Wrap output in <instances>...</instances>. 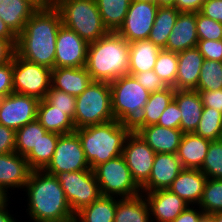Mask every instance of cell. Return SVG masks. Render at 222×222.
<instances>
[{"label":"cell","mask_w":222,"mask_h":222,"mask_svg":"<svg viewBox=\"0 0 222 222\" xmlns=\"http://www.w3.org/2000/svg\"><path fill=\"white\" fill-rule=\"evenodd\" d=\"M62 222H80V221L74 216L73 218L62 221Z\"/></svg>","instance_id":"cell-61"},{"label":"cell","mask_w":222,"mask_h":222,"mask_svg":"<svg viewBox=\"0 0 222 222\" xmlns=\"http://www.w3.org/2000/svg\"><path fill=\"white\" fill-rule=\"evenodd\" d=\"M16 131L0 124V155L15 152Z\"/></svg>","instance_id":"cell-47"},{"label":"cell","mask_w":222,"mask_h":222,"mask_svg":"<svg viewBox=\"0 0 222 222\" xmlns=\"http://www.w3.org/2000/svg\"><path fill=\"white\" fill-rule=\"evenodd\" d=\"M102 21L109 32H117L125 20L131 0H96Z\"/></svg>","instance_id":"cell-34"},{"label":"cell","mask_w":222,"mask_h":222,"mask_svg":"<svg viewBox=\"0 0 222 222\" xmlns=\"http://www.w3.org/2000/svg\"><path fill=\"white\" fill-rule=\"evenodd\" d=\"M159 7H175L176 0H154Z\"/></svg>","instance_id":"cell-56"},{"label":"cell","mask_w":222,"mask_h":222,"mask_svg":"<svg viewBox=\"0 0 222 222\" xmlns=\"http://www.w3.org/2000/svg\"><path fill=\"white\" fill-rule=\"evenodd\" d=\"M37 120L48 132L61 135L76 130L73 119L65 111L55 109L46 99L39 102Z\"/></svg>","instance_id":"cell-27"},{"label":"cell","mask_w":222,"mask_h":222,"mask_svg":"<svg viewBox=\"0 0 222 222\" xmlns=\"http://www.w3.org/2000/svg\"><path fill=\"white\" fill-rule=\"evenodd\" d=\"M207 179L201 170L183 169L168 189L189 205H198Z\"/></svg>","instance_id":"cell-22"},{"label":"cell","mask_w":222,"mask_h":222,"mask_svg":"<svg viewBox=\"0 0 222 222\" xmlns=\"http://www.w3.org/2000/svg\"><path fill=\"white\" fill-rule=\"evenodd\" d=\"M204 215L198 205H190L172 222H199Z\"/></svg>","instance_id":"cell-50"},{"label":"cell","mask_w":222,"mask_h":222,"mask_svg":"<svg viewBox=\"0 0 222 222\" xmlns=\"http://www.w3.org/2000/svg\"><path fill=\"white\" fill-rule=\"evenodd\" d=\"M178 71L176 76V90H195L204 56L195 47L177 53Z\"/></svg>","instance_id":"cell-23"},{"label":"cell","mask_w":222,"mask_h":222,"mask_svg":"<svg viewBox=\"0 0 222 222\" xmlns=\"http://www.w3.org/2000/svg\"><path fill=\"white\" fill-rule=\"evenodd\" d=\"M183 169L177 154L156 153L149 179L141 192L168 189Z\"/></svg>","instance_id":"cell-18"},{"label":"cell","mask_w":222,"mask_h":222,"mask_svg":"<svg viewBox=\"0 0 222 222\" xmlns=\"http://www.w3.org/2000/svg\"><path fill=\"white\" fill-rule=\"evenodd\" d=\"M174 100L181 111L180 130L183 133L195 132L204 107L198 91L175 90Z\"/></svg>","instance_id":"cell-25"},{"label":"cell","mask_w":222,"mask_h":222,"mask_svg":"<svg viewBox=\"0 0 222 222\" xmlns=\"http://www.w3.org/2000/svg\"><path fill=\"white\" fill-rule=\"evenodd\" d=\"M41 5L53 8V0H37Z\"/></svg>","instance_id":"cell-58"},{"label":"cell","mask_w":222,"mask_h":222,"mask_svg":"<svg viewBox=\"0 0 222 222\" xmlns=\"http://www.w3.org/2000/svg\"><path fill=\"white\" fill-rule=\"evenodd\" d=\"M178 15L179 11L175 7H159L148 40L164 49Z\"/></svg>","instance_id":"cell-31"},{"label":"cell","mask_w":222,"mask_h":222,"mask_svg":"<svg viewBox=\"0 0 222 222\" xmlns=\"http://www.w3.org/2000/svg\"><path fill=\"white\" fill-rule=\"evenodd\" d=\"M129 44V75L153 70L161 49L149 40H138Z\"/></svg>","instance_id":"cell-28"},{"label":"cell","mask_w":222,"mask_h":222,"mask_svg":"<svg viewBox=\"0 0 222 222\" xmlns=\"http://www.w3.org/2000/svg\"><path fill=\"white\" fill-rule=\"evenodd\" d=\"M55 109L65 111L74 121L76 97L51 86L45 98Z\"/></svg>","instance_id":"cell-42"},{"label":"cell","mask_w":222,"mask_h":222,"mask_svg":"<svg viewBox=\"0 0 222 222\" xmlns=\"http://www.w3.org/2000/svg\"><path fill=\"white\" fill-rule=\"evenodd\" d=\"M64 1L67 0H53V8H57L59 5H61Z\"/></svg>","instance_id":"cell-60"},{"label":"cell","mask_w":222,"mask_h":222,"mask_svg":"<svg viewBox=\"0 0 222 222\" xmlns=\"http://www.w3.org/2000/svg\"><path fill=\"white\" fill-rule=\"evenodd\" d=\"M211 140L197 134L184 133L179 144L177 156L184 169H201Z\"/></svg>","instance_id":"cell-26"},{"label":"cell","mask_w":222,"mask_h":222,"mask_svg":"<svg viewBox=\"0 0 222 222\" xmlns=\"http://www.w3.org/2000/svg\"><path fill=\"white\" fill-rule=\"evenodd\" d=\"M54 176L61 184L74 215L102 196L92 169L75 172H60L56 173Z\"/></svg>","instance_id":"cell-10"},{"label":"cell","mask_w":222,"mask_h":222,"mask_svg":"<svg viewBox=\"0 0 222 222\" xmlns=\"http://www.w3.org/2000/svg\"><path fill=\"white\" fill-rule=\"evenodd\" d=\"M156 153L134 131L126 138L122 156L130 169L131 176L141 188L149 179Z\"/></svg>","instance_id":"cell-13"},{"label":"cell","mask_w":222,"mask_h":222,"mask_svg":"<svg viewBox=\"0 0 222 222\" xmlns=\"http://www.w3.org/2000/svg\"><path fill=\"white\" fill-rule=\"evenodd\" d=\"M93 171L102 196L122 199L142 194L122 155L99 164Z\"/></svg>","instance_id":"cell-8"},{"label":"cell","mask_w":222,"mask_h":222,"mask_svg":"<svg viewBox=\"0 0 222 222\" xmlns=\"http://www.w3.org/2000/svg\"><path fill=\"white\" fill-rule=\"evenodd\" d=\"M198 41L196 12H179L164 49L178 53L195 48Z\"/></svg>","instance_id":"cell-20"},{"label":"cell","mask_w":222,"mask_h":222,"mask_svg":"<svg viewBox=\"0 0 222 222\" xmlns=\"http://www.w3.org/2000/svg\"><path fill=\"white\" fill-rule=\"evenodd\" d=\"M180 121L181 111L176 101L173 99L161 114L157 125L166 128L180 129Z\"/></svg>","instance_id":"cell-44"},{"label":"cell","mask_w":222,"mask_h":222,"mask_svg":"<svg viewBox=\"0 0 222 222\" xmlns=\"http://www.w3.org/2000/svg\"><path fill=\"white\" fill-rule=\"evenodd\" d=\"M12 199L2 188H0V209L5 207Z\"/></svg>","instance_id":"cell-55"},{"label":"cell","mask_w":222,"mask_h":222,"mask_svg":"<svg viewBox=\"0 0 222 222\" xmlns=\"http://www.w3.org/2000/svg\"><path fill=\"white\" fill-rule=\"evenodd\" d=\"M90 170L81 141L77 133L61 134L58 138L53 157L44 171L55 175L60 172Z\"/></svg>","instance_id":"cell-11"},{"label":"cell","mask_w":222,"mask_h":222,"mask_svg":"<svg viewBox=\"0 0 222 222\" xmlns=\"http://www.w3.org/2000/svg\"><path fill=\"white\" fill-rule=\"evenodd\" d=\"M115 120L112 113L111 90L108 82L93 81L86 90L76 97L75 128Z\"/></svg>","instance_id":"cell-7"},{"label":"cell","mask_w":222,"mask_h":222,"mask_svg":"<svg viewBox=\"0 0 222 222\" xmlns=\"http://www.w3.org/2000/svg\"><path fill=\"white\" fill-rule=\"evenodd\" d=\"M13 93V59L0 64V98Z\"/></svg>","instance_id":"cell-46"},{"label":"cell","mask_w":222,"mask_h":222,"mask_svg":"<svg viewBox=\"0 0 222 222\" xmlns=\"http://www.w3.org/2000/svg\"><path fill=\"white\" fill-rule=\"evenodd\" d=\"M196 48L204 56L205 60L222 62V40H199Z\"/></svg>","instance_id":"cell-45"},{"label":"cell","mask_w":222,"mask_h":222,"mask_svg":"<svg viewBox=\"0 0 222 222\" xmlns=\"http://www.w3.org/2000/svg\"><path fill=\"white\" fill-rule=\"evenodd\" d=\"M198 206L205 215L222 211V179L208 178L206 180Z\"/></svg>","instance_id":"cell-38"},{"label":"cell","mask_w":222,"mask_h":222,"mask_svg":"<svg viewBox=\"0 0 222 222\" xmlns=\"http://www.w3.org/2000/svg\"><path fill=\"white\" fill-rule=\"evenodd\" d=\"M153 71L167 86H172L176 90V76L178 71L177 53L161 49Z\"/></svg>","instance_id":"cell-37"},{"label":"cell","mask_w":222,"mask_h":222,"mask_svg":"<svg viewBox=\"0 0 222 222\" xmlns=\"http://www.w3.org/2000/svg\"><path fill=\"white\" fill-rule=\"evenodd\" d=\"M200 13L212 20L222 23V0H205Z\"/></svg>","instance_id":"cell-49"},{"label":"cell","mask_w":222,"mask_h":222,"mask_svg":"<svg viewBox=\"0 0 222 222\" xmlns=\"http://www.w3.org/2000/svg\"><path fill=\"white\" fill-rule=\"evenodd\" d=\"M131 131V125L118 120L75 130L92 170L101 163L121 156L126 138Z\"/></svg>","instance_id":"cell-4"},{"label":"cell","mask_w":222,"mask_h":222,"mask_svg":"<svg viewBox=\"0 0 222 222\" xmlns=\"http://www.w3.org/2000/svg\"><path fill=\"white\" fill-rule=\"evenodd\" d=\"M116 197L101 196L75 214L80 222H114Z\"/></svg>","instance_id":"cell-32"},{"label":"cell","mask_w":222,"mask_h":222,"mask_svg":"<svg viewBox=\"0 0 222 222\" xmlns=\"http://www.w3.org/2000/svg\"><path fill=\"white\" fill-rule=\"evenodd\" d=\"M17 40H4L0 38V64L12 61L16 53Z\"/></svg>","instance_id":"cell-51"},{"label":"cell","mask_w":222,"mask_h":222,"mask_svg":"<svg viewBox=\"0 0 222 222\" xmlns=\"http://www.w3.org/2000/svg\"><path fill=\"white\" fill-rule=\"evenodd\" d=\"M23 192L27 222H62L75 216L57 178L44 170L31 171Z\"/></svg>","instance_id":"cell-2"},{"label":"cell","mask_w":222,"mask_h":222,"mask_svg":"<svg viewBox=\"0 0 222 222\" xmlns=\"http://www.w3.org/2000/svg\"><path fill=\"white\" fill-rule=\"evenodd\" d=\"M0 38L4 40H17V36L7 27L0 18Z\"/></svg>","instance_id":"cell-54"},{"label":"cell","mask_w":222,"mask_h":222,"mask_svg":"<svg viewBox=\"0 0 222 222\" xmlns=\"http://www.w3.org/2000/svg\"><path fill=\"white\" fill-rule=\"evenodd\" d=\"M222 132V113L215 108L203 107L201 118L195 134L211 140L220 139Z\"/></svg>","instance_id":"cell-36"},{"label":"cell","mask_w":222,"mask_h":222,"mask_svg":"<svg viewBox=\"0 0 222 222\" xmlns=\"http://www.w3.org/2000/svg\"><path fill=\"white\" fill-rule=\"evenodd\" d=\"M109 84L114 119L132 126L141 115L150 93L129 74Z\"/></svg>","instance_id":"cell-6"},{"label":"cell","mask_w":222,"mask_h":222,"mask_svg":"<svg viewBox=\"0 0 222 222\" xmlns=\"http://www.w3.org/2000/svg\"><path fill=\"white\" fill-rule=\"evenodd\" d=\"M133 76L149 93L158 92L168 87L153 70L135 73Z\"/></svg>","instance_id":"cell-43"},{"label":"cell","mask_w":222,"mask_h":222,"mask_svg":"<svg viewBox=\"0 0 222 222\" xmlns=\"http://www.w3.org/2000/svg\"><path fill=\"white\" fill-rule=\"evenodd\" d=\"M114 222H151L150 210L144 195L122 199L116 197Z\"/></svg>","instance_id":"cell-30"},{"label":"cell","mask_w":222,"mask_h":222,"mask_svg":"<svg viewBox=\"0 0 222 222\" xmlns=\"http://www.w3.org/2000/svg\"><path fill=\"white\" fill-rule=\"evenodd\" d=\"M51 81L52 70L50 68L29 62L15 53L13 57L14 93L43 100L51 88Z\"/></svg>","instance_id":"cell-9"},{"label":"cell","mask_w":222,"mask_h":222,"mask_svg":"<svg viewBox=\"0 0 222 222\" xmlns=\"http://www.w3.org/2000/svg\"><path fill=\"white\" fill-rule=\"evenodd\" d=\"M155 153L177 154L184 133L180 129L166 128L157 124L131 127Z\"/></svg>","instance_id":"cell-19"},{"label":"cell","mask_w":222,"mask_h":222,"mask_svg":"<svg viewBox=\"0 0 222 222\" xmlns=\"http://www.w3.org/2000/svg\"><path fill=\"white\" fill-rule=\"evenodd\" d=\"M88 46V42L62 24L56 38L55 68L85 66Z\"/></svg>","instance_id":"cell-15"},{"label":"cell","mask_w":222,"mask_h":222,"mask_svg":"<svg viewBox=\"0 0 222 222\" xmlns=\"http://www.w3.org/2000/svg\"><path fill=\"white\" fill-rule=\"evenodd\" d=\"M40 6L37 0H0V18L18 36Z\"/></svg>","instance_id":"cell-21"},{"label":"cell","mask_w":222,"mask_h":222,"mask_svg":"<svg viewBox=\"0 0 222 222\" xmlns=\"http://www.w3.org/2000/svg\"><path fill=\"white\" fill-rule=\"evenodd\" d=\"M142 194L148 203L151 222H172L190 206L169 189L142 192Z\"/></svg>","instance_id":"cell-17"},{"label":"cell","mask_w":222,"mask_h":222,"mask_svg":"<svg viewBox=\"0 0 222 222\" xmlns=\"http://www.w3.org/2000/svg\"><path fill=\"white\" fill-rule=\"evenodd\" d=\"M221 142H222V132H221V136H220V139H219Z\"/></svg>","instance_id":"cell-62"},{"label":"cell","mask_w":222,"mask_h":222,"mask_svg":"<svg viewBox=\"0 0 222 222\" xmlns=\"http://www.w3.org/2000/svg\"><path fill=\"white\" fill-rule=\"evenodd\" d=\"M222 89V62L204 60L195 91H216Z\"/></svg>","instance_id":"cell-39"},{"label":"cell","mask_w":222,"mask_h":222,"mask_svg":"<svg viewBox=\"0 0 222 222\" xmlns=\"http://www.w3.org/2000/svg\"><path fill=\"white\" fill-rule=\"evenodd\" d=\"M159 6L151 0H131L117 33L127 42L148 40Z\"/></svg>","instance_id":"cell-12"},{"label":"cell","mask_w":222,"mask_h":222,"mask_svg":"<svg viewBox=\"0 0 222 222\" xmlns=\"http://www.w3.org/2000/svg\"><path fill=\"white\" fill-rule=\"evenodd\" d=\"M11 204H12V201L9 202L5 207L0 209V222H18L19 219L17 217H20V215L17 216V213L12 214L11 209H13V207L9 206Z\"/></svg>","instance_id":"cell-53"},{"label":"cell","mask_w":222,"mask_h":222,"mask_svg":"<svg viewBox=\"0 0 222 222\" xmlns=\"http://www.w3.org/2000/svg\"><path fill=\"white\" fill-rule=\"evenodd\" d=\"M196 25L199 40H222V23L196 12Z\"/></svg>","instance_id":"cell-41"},{"label":"cell","mask_w":222,"mask_h":222,"mask_svg":"<svg viewBox=\"0 0 222 222\" xmlns=\"http://www.w3.org/2000/svg\"><path fill=\"white\" fill-rule=\"evenodd\" d=\"M46 132L37 119L19 128L16 130L15 152L25 157Z\"/></svg>","instance_id":"cell-35"},{"label":"cell","mask_w":222,"mask_h":222,"mask_svg":"<svg viewBox=\"0 0 222 222\" xmlns=\"http://www.w3.org/2000/svg\"><path fill=\"white\" fill-rule=\"evenodd\" d=\"M31 171L26 158L17 152L1 154L0 188L10 196L23 191Z\"/></svg>","instance_id":"cell-16"},{"label":"cell","mask_w":222,"mask_h":222,"mask_svg":"<svg viewBox=\"0 0 222 222\" xmlns=\"http://www.w3.org/2000/svg\"><path fill=\"white\" fill-rule=\"evenodd\" d=\"M61 25L57 8L40 6L17 36L16 54L29 62L54 69L56 38Z\"/></svg>","instance_id":"cell-1"},{"label":"cell","mask_w":222,"mask_h":222,"mask_svg":"<svg viewBox=\"0 0 222 222\" xmlns=\"http://www.w3.org/2000/svg\"><path fill=\"white\" fill-rule=\"evenodd\" d=\"M92 82L85 66L52 69L51 86L75 97L82 94Z\"/></svg>","instance_id":"cell-24"},{"label":"cell","mask_w":222,"mask_h":222,"mask_svg":"<svg viewBox=\"0 0 222 222\" xmlns=\"http://www.w3.org/2000/svg\"><path fill=\"white\" fill-rule=\"evenodd\" d=\"M199 222H214L210 215H204Z\"/></svg>","instance_id":"cell-59"},{"label":"cell","mask_w":222,"mask_h":222,"mask_svg":"<svg viewBox=\"0 0 222 222\" xmlns=\"http://www.w3.org/2000/svg\"><path fill=\"white\" fill-rule=\"evenodd\" d=\"M205 0H176V9L179 12H200Z\"/></svg>","instance_id":"cell-52"},{"label":"cell","mask_w":222,"mask_h":222,"mask_svg":"<svg viewBox=\"0 0 222 222\" xmlns=\"http://www.w3.org/2000/svg\"><path fill=\"white\" fill-rule=\"evenodd\" d=\"M214 222H222V211L216 212L210 215Z\"/></svg>","instance_id":"cell-57"},{"label":"cell","mask_w":222,"mask_h":222,"mask_svg":"<svg viewBox=\"0 0 222 222\" xmlns=\"http://www.w3.org/2000/svg\"><path fill=\"white\" fill-rule=\"evenodd\" d=\"M62 24L86 42H95L109 33L99 13L96 0H67L57 7Z\"/></svg>","instance_id":"cell-5"},{"label":"cell","mask_w":222,"mask_h":222,"mask_svg":"<svg viewBox=\"0 0 222 222\" xmlns=\"http://www.w3.org/2000/svg\"><path fill=\"white\" fill-rule=\"evenodd\" d=\"M175 89L168 86L164 90L150 93L147 103L137 121L131 127L157 124L161 114L174 99Z\"/></svg>","instance_id":"cell-29"},{"label":"cell","mask_w":222,"mask_h":222,"mask_svg":"<svg viewBox=\"0 0 222 222\" xmlns=\"http://www.w3.org/2000/svg\"><path fill=\"white\" fill-rule=\"evenodd\" d=\"M204 107L215 108L222 113V89L216 91H198Z\"/></svg>","instance_id":"cell-48"},{"label":"cell","mask_w":222,"mask_h":222,"mask_svg":"<svg viewBox=\"0 0 222 222\" xmlns=\"http://www.w3.org/2000/svg\"><path fill=\"white\" fill-rule=\"evenodd\" d=\"M207 178L222 179V142L211 141L200 169Z\"/></svg>","instance_id":"cell-40"},{"label":"cell","mask_w":222,"mask_h":222,"mask_svg":"<svg viewBox=\"0 0 222 222\" xmlns=\"http://www.w3.org/2000/svg\"><path fill=\"white\" fill-rule=\"evenodd\" d=\"M130 44L117 32L89 43L85 68L92 81L112 82L129 74Z\"/></svg>","instance_id":"cell-3"},{"label":"cell","mask_w":222,"mask_h":222,"mask_svg":"<svg viewBox=\"0 0 222 222\" xmlns=\"http://www.w3.org/2000/svg\"><path fill=\"white\" fill-rule=\"evenodd\" d=\"M60 134L54 132H46L36 147L25 156L30 169L33 170H44L50 163L56 144L58 142Z\"/></svg>","instance_id":"cell-33"},{"label":"cell","mask_w":222,"mask_h":222,"mask_svg":"<svg viewBox=\"0 0 222 222\" xmlns=\"http://www.w3.org/2000/svg\"><path fill=\"white\" fill-rule=\"evenodd\" d=\"M39 102L35 97L14 92L0 98V124L16 131L36 120Z\"/></svg>","instance_id":"cell-14"}]
</instances>
